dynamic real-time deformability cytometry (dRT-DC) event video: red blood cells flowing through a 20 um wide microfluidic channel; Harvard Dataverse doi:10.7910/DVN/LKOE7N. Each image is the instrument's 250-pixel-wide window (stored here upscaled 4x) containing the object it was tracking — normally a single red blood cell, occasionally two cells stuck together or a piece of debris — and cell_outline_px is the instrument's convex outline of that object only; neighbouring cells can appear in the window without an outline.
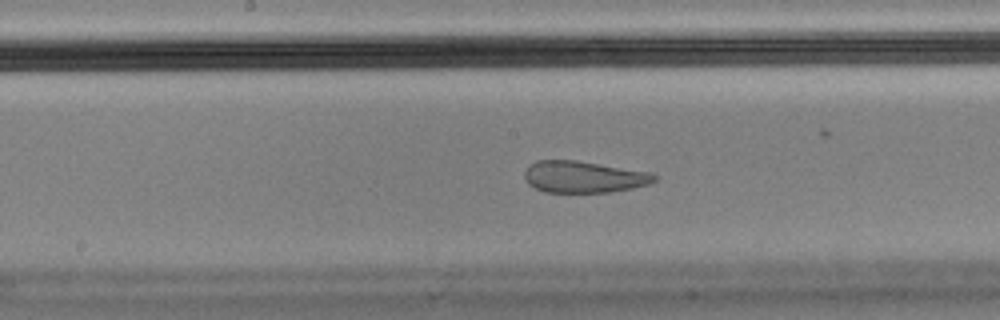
{"species": "Egyptian fruit bat (a non-hibernating species)", "species_latin": "Rousettus aegyptiacus", "temperature_condition": "cold", "stored_images_in_passage": 49, "camera_frame_rate_fps": 3000, "um_per_image_px": 0.085, "animal": {"sex": "male"}, "frame": {"image": 1, "passage_image": 28, "time_ms": 9.0, "image_size_px": [1000, 320], "cell_outline_px": [[660, 176], [656, 180], [648, 184], [632, 188], [608, 192], [544, 192], [528, 184], [524, 176], [524, 172], [536, 160], [576, 160], [652, 172]], "centroid_in_image_um": [49.65, 15.03], "position_along_channel_um": 198.6, "area_um2": 23.99}}
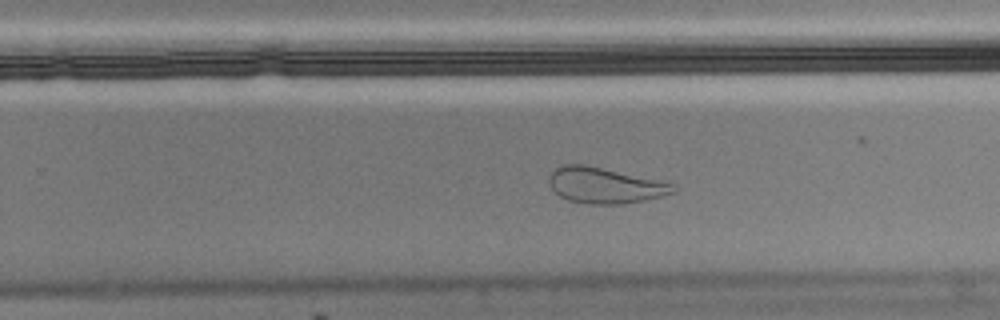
{"frame": {"image": 2, "passage_image": 35, "time_ms": 11.333, "image_size_px": [1000, 320], "cell_outline_px": [[680, 188], [676, 192], [644, 200], [624, 204], [588, 204], [568, 200], [560, 196], [552, 188], [548, 180], [548, 176], [556, 168], [564, 164], [584, 164], [676, 184]], "centroid_in_image_um": [51.43, 15.76], "position_along_channel_um": 278.4, "area_um2": 25.84}, "authors_computed_cell_mechanics": {"area_um2": 26.299, "velocity_mm_per_s": 3.4305, "shape_relaxation_time_tau1_ms": null, "shape_relaxation_time_tau2_ms": 1.1152, "deformation_change_tau1": null, "deformation_change_tau2": 0.0901}}